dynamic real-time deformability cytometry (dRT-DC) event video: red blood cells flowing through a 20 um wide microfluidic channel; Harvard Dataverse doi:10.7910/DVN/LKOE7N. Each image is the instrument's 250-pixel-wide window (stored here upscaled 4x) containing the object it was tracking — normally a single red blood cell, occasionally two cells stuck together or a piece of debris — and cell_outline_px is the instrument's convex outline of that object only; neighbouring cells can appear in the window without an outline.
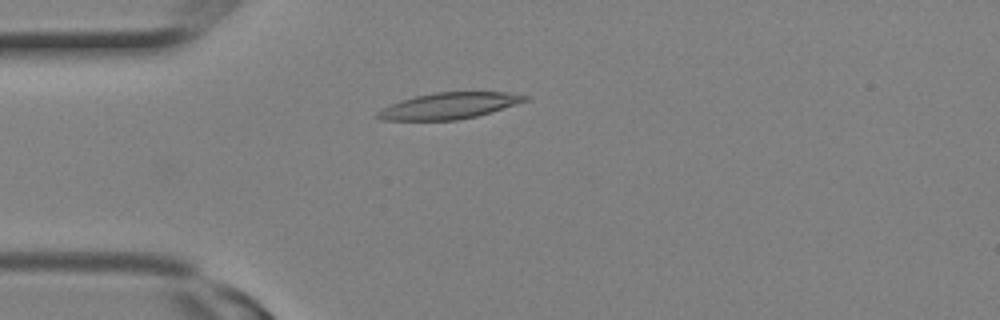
{"species": "Egyptian fruit bat (a non-hibernating species)", "species_latin": "Rousettus aegyptiacus", "temperature_condition": "room temperature", "stored_images_in_passage": 14, "camera_frame_rate_fps": 3000, "um_per_image_px": 0.085, "animal": {"sex": "female"}, "frame": {"image": 1, "passage_image": 5, "time_ms": 1.333, "image_size_px": [1000, 320], "cell_outline_px": [[528, 100], [492, 112], [476, 116], [456, 120], [380, 120], [372, 116], [380, 108], [400, 100], [416, 96], [436, 92], [504, 92], [528, 96]], "centroid_in_image_um": [38.09, 9.0], "position_along_channel_um": 46.9, "area_um2": 22.6}}
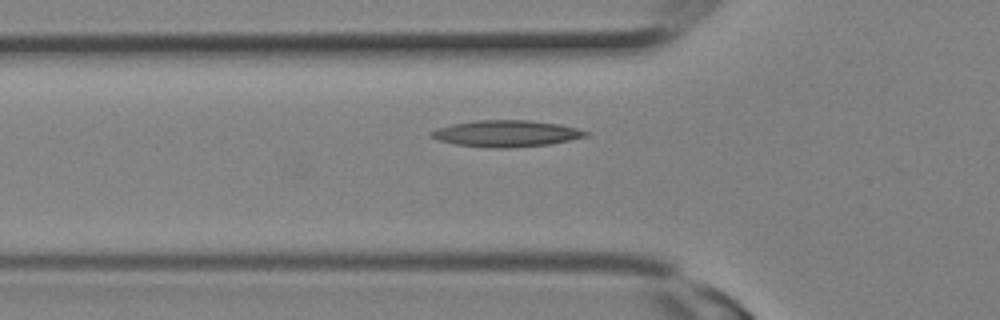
{"frame": {"image": 2, "passage_image": 7, "time_ms": 2.0, "image_size_px": [1000, 320], "cell_outline_px": [[592, 132], [588, 136], [548, 144], [508, 148], [488, 148], [456, 144], [440, 140], [428, 136], [428, 132], [436, 128], [452, 124], [476, 120], [528, 120], [560, 124]], "centroid_in_image_um": [43.01, 11.34], "position_along_channel_um": 82.8, "area_um2": 23.93}}
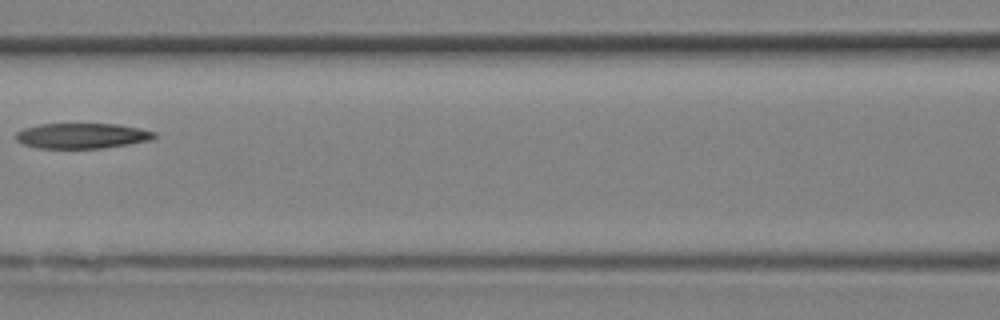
{"frame": {"image": 3, "passage_image": 10, "time_ms": 3.0, "image_size_px": [1000, 320], "cell_outline_px": [[156, 136], [152, 140], [104, 148], [36, 148], [24, 144], [16, 140], [16, 132], [24, 128], [40, 124], [116, 124], [140, 128], [156, 132]], "centroid_in_image_um": [6.98, 11.54], "position_along_channel_um": 159.6, "area_um2": 20.46}}